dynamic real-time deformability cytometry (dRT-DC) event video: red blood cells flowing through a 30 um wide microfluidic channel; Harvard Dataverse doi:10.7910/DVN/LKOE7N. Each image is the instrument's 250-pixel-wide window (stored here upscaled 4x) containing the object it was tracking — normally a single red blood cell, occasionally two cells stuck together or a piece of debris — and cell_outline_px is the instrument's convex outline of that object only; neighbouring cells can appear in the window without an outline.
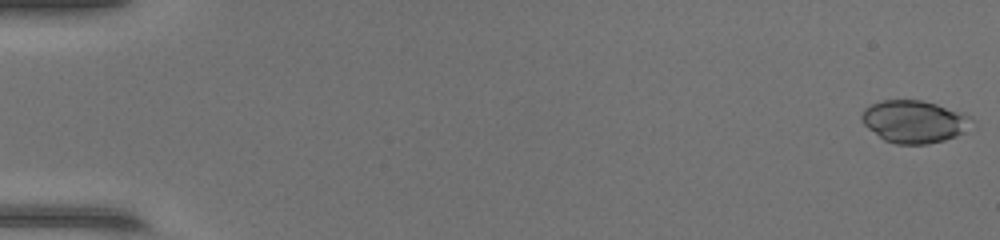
{"species": "common noctule bat (a hibernating species)", "species_latin": "Nyctalus noctula", "temperature_condition": "warm", "stored_images_in_passage": 49, "camera_frame_rate_fps": 3000, "um_per_image_px": 0.085, "animal": {"sex": "female", "body_mass_g": 17.0, "forearm_length_mm": 48.0}, "frame": {"image": 1, "passage_image": 1, "time_ms": 0.0, "image_size_px": [1000, 240], "cell_outline_px": [[976, 120], [956, 136], [944, 140], [928, 144], [896, 144], [884, 140], [868, 128], [864, 124], [860, 116], [864, 108], [872, 104], [884, 100], [920, 100], [936, 104], [972, 116]], "centroid_in_image_um": [77.7, 10.33], "position_along_channel_um": 7.3, "area_um2": 27.05}}
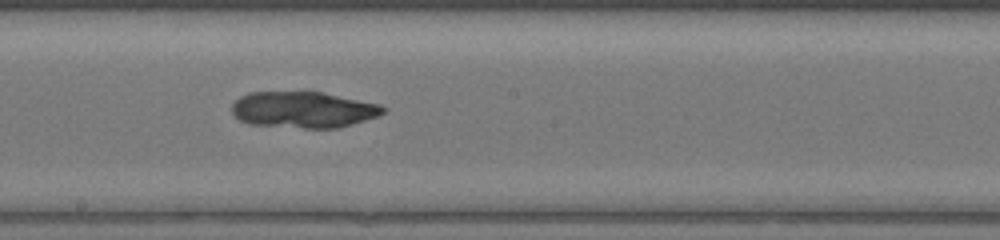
{"frame": {"image": 2, "passage_image": 28, "time_ms": 9.0, "image_size_px": [1000, 240], "cell_outline_px": [[388, 108], [384, 112], [376, 116], [352, 124], [336, 128], [304, 128], [248, 124], [240, 120], [232, 112], [232, 104], [240, 96], [248, 92], [320, 92], [380, 104]], "centroid_in_image_um": [25.76, 9.32], "position_along_channel_um": 222.4, "area_um2": 31.79}}
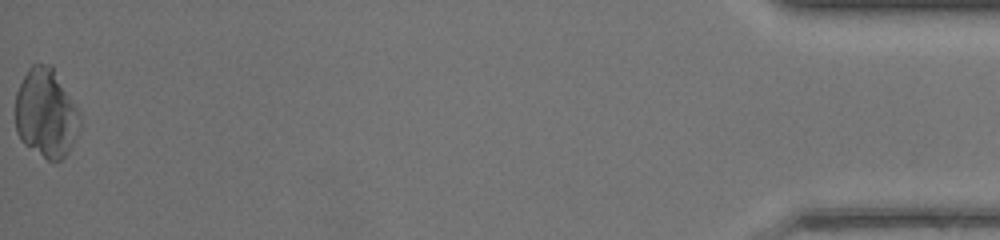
{"frame": {"image": 3, "passage_image": 49, "time_ms": 16.0, "image_size_px": [1000, 240], "cell_outline_px": [[80, 124], [72, 144], [68, 152], [60, 160], [48, 160], [24, 144], [20, 140], [16, 132], [16, 92], [28, 68], [32, 64], [52, 64], [76, 108], [80, 116]], "centroid_in_image_um": [3.88, 9.61], "position_along_channel_um": 431.3, "area_um2": 33.06}}